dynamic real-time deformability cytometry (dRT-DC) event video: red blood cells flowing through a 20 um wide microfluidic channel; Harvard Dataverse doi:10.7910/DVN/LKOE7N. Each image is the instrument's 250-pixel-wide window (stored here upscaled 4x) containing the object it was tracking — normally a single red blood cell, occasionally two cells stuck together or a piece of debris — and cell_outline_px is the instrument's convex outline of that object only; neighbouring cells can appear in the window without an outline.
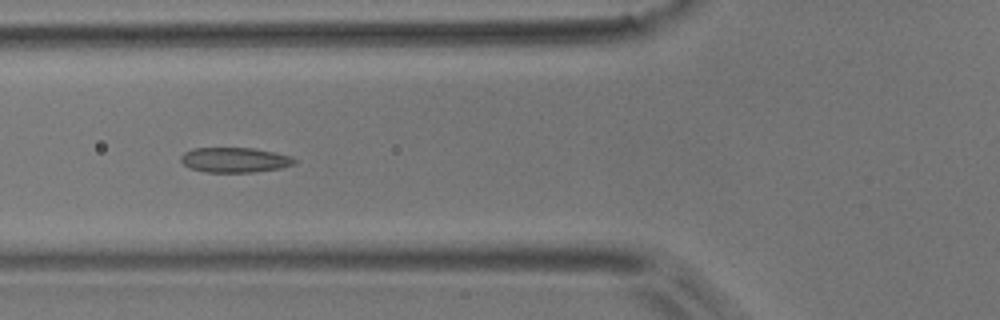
{"species": "common noctule bat (a hibernating species)", "species_latin": "Nyctalus noctula", "temperature_condition": "room temperature", "stored_images_in_passage": 7, "camera_frame_rate_fps": 3000, "um_per_image_px": 0.085, "animal": {"sex": "male", "body_mass_g": 17.9}, "frame": {"image": 1, "passage_image": 6, "time_ms": 1.667, "image_size_px": [1000, 320], "cell_outline_px": [[296, 164], [280, 168], [252, 172], [208, 172], [188, 168], [180, 160], [180, 156], [184, 152], [192, 148], [252, 148], [276, 152], [292, 156], [296, 160]], "centroid_in_image_um": [19.95, 13.59], "position_along_channel_um": 105.8, "area_um2": 16.65}}
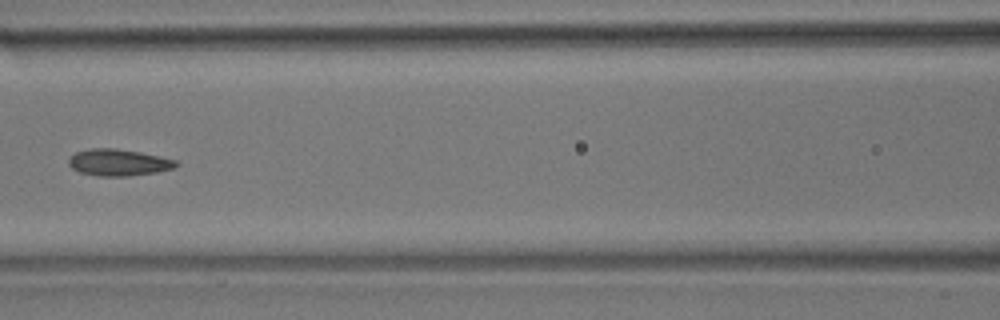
{"frame": {"image": 2, "passage_image": 7, "time_ms": 2.0, "image_size_px": [1000, 320], "cell_outline_px": [[180, 164], [176, 168], [156, 172], [128, 176], [100, 176], [80, 172], [72, 168], [68, 164], [68, 160], [76, 152], [88, 148], [116, 148], [140, 152], [160, 156], [176, 160]], "centroid_in_image_um": [10.1, 13.8], "position_along_channel_um": 156.5, "area_um2": 16.76}}